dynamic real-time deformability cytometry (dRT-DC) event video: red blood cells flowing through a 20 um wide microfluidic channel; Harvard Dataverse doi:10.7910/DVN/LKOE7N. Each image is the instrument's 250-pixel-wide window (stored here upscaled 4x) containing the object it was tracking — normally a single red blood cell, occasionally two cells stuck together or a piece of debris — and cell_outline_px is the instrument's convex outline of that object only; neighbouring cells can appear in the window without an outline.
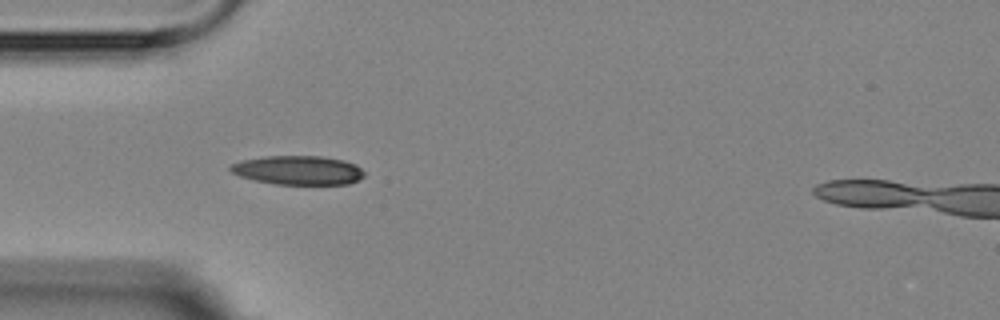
{"species": "Egyptian fruit bat (a non-hibernating species)", "species_latin": "Rousettus aegyptiacus", "temperature_condition": "room temperature", "stored_images_in_passage": 6, "camera_frame_rate_fps": 3000, "um_per_image_px": 0.085, "animal": {"sex": "female"}, "frame": {"image": 1, "passage_image": 5, "time_ms": 4.667, "image_size_px": [1000, 320], "cell_outline_px": [[364, 176], [360, 180], [348, 184], [276, 184], [256, 180], [240, 176], [232, 172], [228, 168], [232, 164], [240, 160], [264, 156], [320, 156], [344, 160], [356, 164], [364, 172]], "centroid_in_image_um": [25.36, 14.46], "position_along_channel_um": 59.6, "area_um2": 22.66}}
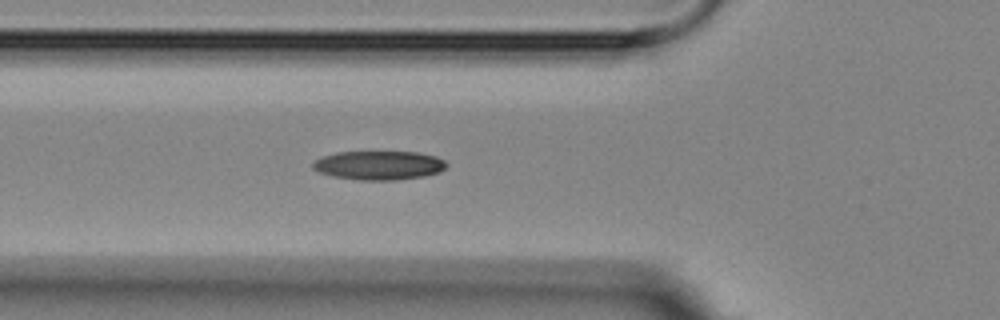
{"frame": {"image": 2, "passage_image": 6, "time_ms": 5.667, "image_size_px": [1000, 320], "cell_outline_px": [[448, 164], [440, 172], [424, 176], [396, 180], [360, 180], [332, 176], [320, 172], [312, 168], [312, 164], [320, 156], [336, 152], [416, 152], [436, 156], [444, 160]], "centroid_in_image_um": [32.2, 14.05], "position_along_channel_um": 93.6, "area_um2": 22.6}}